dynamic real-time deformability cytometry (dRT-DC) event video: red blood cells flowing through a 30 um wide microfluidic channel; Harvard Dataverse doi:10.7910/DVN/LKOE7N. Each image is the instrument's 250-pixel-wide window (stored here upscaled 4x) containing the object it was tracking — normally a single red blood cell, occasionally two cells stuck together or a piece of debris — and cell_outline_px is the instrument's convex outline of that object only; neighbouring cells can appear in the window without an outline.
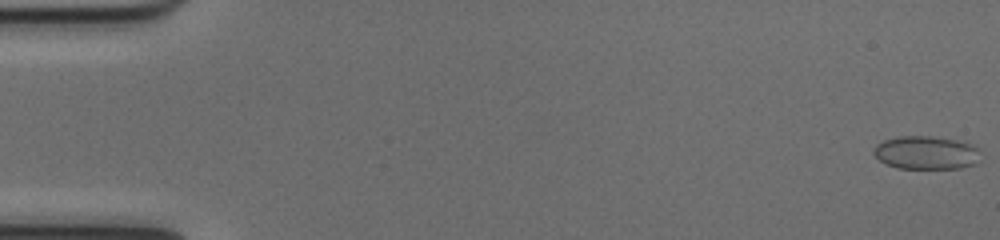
{"species": "common noctule bat (a hibernating species)", "species_latin": "Nyctalus noctula", "temperature_condition": "cold", "stored_images_in_passage": 10, "camera_frame_rate_fps": 3000, "um_per_image_px": 0.085, "animal": {"sex": "female", "body_mass_g": 17.0, "forearm_length_mm": 48.0}, "frame": {"image": 1, "passage_image": 1, "time_ms": 0.0, "image_size_px": [1000, 240], "cell_outline_px": [[976, 164], [960, 168], [900, 168], [888, 164], [880, 160], [876, 156], [876, 144], [884, 140], [900, 136], [928, 136], [952, 140], [968, 144], [976, 148]], "centroid_in_image_um": [78.67, 12.98], "position_along_channel_um": 6.3, "area_um2": 19.88}}